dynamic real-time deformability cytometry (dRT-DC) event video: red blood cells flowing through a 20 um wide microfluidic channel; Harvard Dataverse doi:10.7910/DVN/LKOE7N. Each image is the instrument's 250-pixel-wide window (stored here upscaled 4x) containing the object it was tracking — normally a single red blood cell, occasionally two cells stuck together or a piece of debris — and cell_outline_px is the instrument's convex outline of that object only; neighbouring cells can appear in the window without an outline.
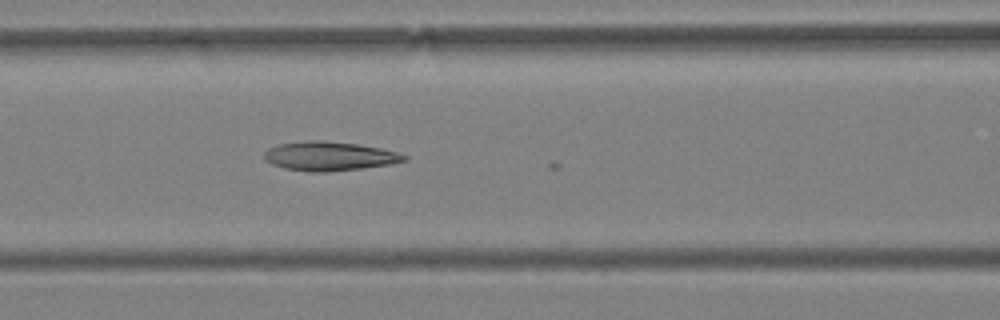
{"species": "Egyptian fruit bat (a non-hibernating species)", "species_latin": "Rousettus aegyptiacus", "temperature_condition": "warm", "stored_images_in_passage": 8, "camera_frame_rate_fps": 3000, "um_per_image_px": 0.085, "animal": {"sex": "female"}, "frame": {"image": 1, "passage_image": 4, "time_ms": 1.0, "image_size_px": [1000, 320], "cell_outline_px": [[408, 160], [392, 164], [364, 168], [324, 172], [308, 172], [284, 168], [272, 164], [264, 160], [264, 152], [268, 148], [280, 144], [308, 140], [320, 140], [356, 144], [380, 148], [396, 152], [408, 156]], "centroid_in_image_um": [27.99, 13.28], "position_along_channel_um": 138.6, "area_um2": 23.76}}
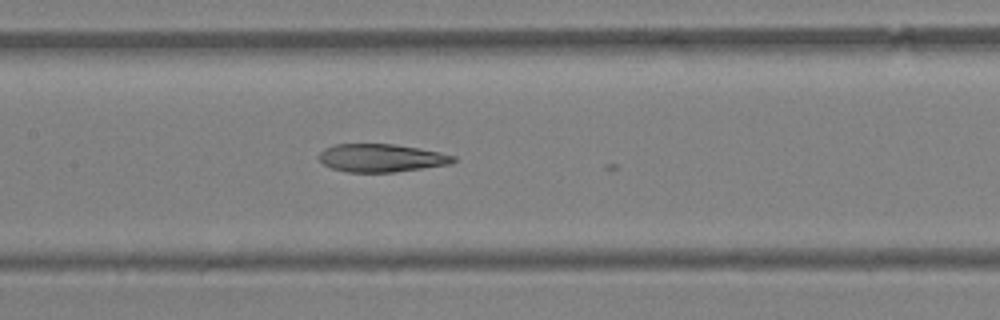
{"frame": {"image": 2, "passage_image": 7, "time_ms": 2.0, "image_size_px": [1000, 320], "cell_outline_px": [[456, 160], [452, 164], [396, 172], [348, 172], [332, 168], [324, 164], [320, 160], [320, 152], [324, 148], [336, 144], [392, 144], [420, 148], [440, 152], [456, 156]], "centroid_in_image_um": [32.46, 13.43], "position_along_channel_um": 174.9, "area_um2": 21.96}}